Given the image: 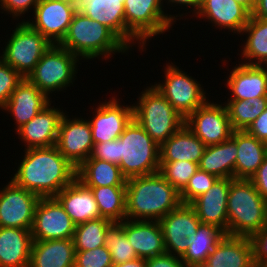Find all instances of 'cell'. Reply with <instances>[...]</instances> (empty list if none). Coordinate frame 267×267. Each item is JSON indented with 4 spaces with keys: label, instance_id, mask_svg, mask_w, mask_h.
Segmentation results:
<instances>
[{
    "label": "cell",
    "instance_id": "obj_1",
    "mask_svg": "<svg viewBox=\"0 0 267 267\" xmlns=\"http://www.w3.org/2000/svg\"><path fill=\"white\" fill-rule=\"evenodd\" d=\"M22 151L9 178L40 198L55 197L77 178V168L59 152L56 145Z\"/></svg>",
    "mask_w": 267,
    "mask_h": 267
},
{
    "label": "cell",
    "instance_id": "obj_2",
    "mask_svg": "<svg viewBox=\"0 0 267 267\" xmlns=\"http://www.w3.org/2000/svg\"><path fill=\"white\" fill-rule=\"evenodd\" d=\"M126 219L159 221L182 204L180 192L159 172L126 179Z\"/></svg>",
    "mask_w": 267,
    "mask_h": 267
},
{
    "label": "cell",
    "instance_id": "obj_3",
    "mask_svg": "<svg viewBox=\"0 0 267 267\" xmlns=\"http://www.w3.org/2000/svg\"><path fill=\"white\" fill-rule=\"evenodd\" d=\"M59 45L82 62L93 60L96 64L97 60L111 62L116 54L117 56L120 53L124 56L132 54L131 50L109 28L82 13L74 14L68 32Z\"/></svg>",
    "mask_w": 267,
    "mask_h": 267
},
{
    "label": "cell",
    "instance_id": "obj_4",
    "mask_svg": "<svg viewBox=\"0 0 267 267\" xmlns=\"http://www.w3.org/2000/svg\"><path fill=\"white\" fill-rule=\"evenodd\" d=\"M124 15L125 45L133 52L138 48L140 55L146 53L154 39L175 30L161 0H125Z\"/></svg>",
    "mask_w": 267,
    "mask_h": 267
},
{
    "label": "cell",
    "instance_id": "obj_5",
    "mask_svg": "<svg viewBox=\"0 0 267 267\" xmlns=\"http://www.w3.org/2000/svg\"><path fill=\"white\" fill-rule=\"evenodd\" d=\"M267 225V202L250 179H233L227 201V235L251 237Z\"/></svg>",
    "mask_w": 267,
    "mask_h": 267
},
{
    "label": "cell",
    "instance_id": "obj_6",
    "mask_svg": "<svg viewBox=\"0 0 267 267\" xmlns=\"http://www.w3.org/2000/svg\"><path fill=\"white\" fill-rule=\"evenodd\" d=\"M149 84L137 94V100L131 101L133 119L161 146L185 124V119Z\"/></svg>",
    "mask_w": 267,
    "mask_h": 267
},
{
    "label": "cell",
    "instance_id": "obj_7",
    "mask_svg": "<svg viewBox=\"0 0 267 267\" xmlns=\"http://www.w3.org/2000/svg\"><path fill=\"white\" fill-rule=\"evenodd\" d=\"M81 62L67 49L52 44L27 79L52 100L55 99L53 96L64 94L74 87Z\"/></svg>",
    "mask_w": 267,
    "mask_h": 267
},
{
    "label": "cell",
    "instance_id": "obj_8",
    "mask_svg": "<svg viewBox=\"0 0 267 267\" xmlns=\"http://www.w3.org/2000/svg\"><path fill=\"white\" fill-rule=\"evenodd\" d=\"M119 167L126 179L160 169V146L134 119L119 137Z\"/></svg>",
    "mask_w": 267,
    "mask_h": 267
},
{
    "label": "cell",
    "instance_id": "obj_9",
    "mask_svg": "<svg viewBox=\"0 0 267 267\" xmlns=\"http://www.w3.org/2000/svg\"><path fill=\"white\" fill-rule=\"evenodd\" d=\"M173 62L166 60V65H163L164 70L161 68L164 75H161L162 77L157 82L154 84L151 82V84L186 119L210 97L215 98V96H211V93L208 94V91L204 89L206 86H203L202 82Z\"/></svg>",
    "mask_w": 267,
    "mask_h": 267
},
{
    "label": "cell",
    "instance_id": "obj_10",
    "mask_svg": "<svg viewBox=\"0 0 267 267\" xmlns=\"http://www.w3.org/2000/svg\"><path fill=\"white\" fill-rule=\"evenodd\" d=\"M8 29L10 34L0 44V58L27 78L52 44L26 22H15L14 27L9 26Z\"/></svg>",
    "mask_w": 267,
    "mask_h": 267
},
{
    "label": "cell",
    "instance_id": "obj_11",
    "mask_svg": "<svg viewBox=\"0 0 267 267\" xmlns=\"http://www.w3.org/2000/svg\"><path fill=\"white\" fill-rule=\"evenodd\" d=\"M116 95L114 91L109 99L99 101V105L88 106L90 115H87L91 125V133L94 144L109 142L118 139L126 126L133 119V105L125 103L121 98L122 92ZM120 96V97H119ZM122 99V101L120 100ZM123 102V103H122ZM126 104V105H125ZM95 105V106H94ZM95 107V108H94ZM91 111V112H90Z\"/></svg>",
    "mask_w": 267,
    "mask_h": 267
},
{
    "label": "cell",
    "instance_id": "obj_12",
    "mask_svg": "<svg viewBox=\"0 0 267 267\" xmlns=\"http://www.w3.org/2000/svg\"><path fill=\"white\" fill-rule=\"evenodd\" d=\"M216 100L210 97L185 119V125L206 146L228 140L233 132L224 103L221 99Z\"/></svg>",
    "mask_w": 267,
    "mask_h": 267
},
{
    "label": "cell",
    "instance_id": "obj_13",
    "mask_svg": "<svg viewBox=\"0 0 267 267\" xmlns=\"http://www.w3.org/2000/svg\"><path fill=\"white\" fill-rule=\"evenodd\" d=\"M62 116L56 146L59 152L76 168L87 160L93 149L91 125L84 115H70L72 111ZM72 117V118H71Z\"/></svg>",
    "mask_w": 267,
    "mask_h": 267
},
{
    "label": "cell",
    "instance_id": "obj_14",
    "mask_svg": "<svg viewBox=\"0 0 267 267\" xmlns=\"http://www.w3.org/2000/svg\"><path fill=\"white\" fill-rule=\"evenodd\" d=\"M1 186L0 227L31 230L40 197L16 185L10 178Z\"/></svg>",
    "mask_w": 267,
    "mask_h": 267
},
{
    "label": "cell",
    "instance_id": "obj_15",
    "mask_svg": "<svg viewBox=\"0 0 267 267\" xmlns=\"http://www.w3.org/2000/svg\"><path fill=\"white\" fill-rule=\"evenodd\" d=\"M75 13V8L66 0H40L25 22L51 44L59 45L65 38Z\"/></svg>",
    "mask_w": 267,
    "mask_h": 267
},
{
    "label": "cell",
    "instance_id": "obj_16",
    "mask_svg": "<svg viewBox=\"0 0 267 267\" xmlns=\"http://www.w3.org/2000/svg\"><path fill=\"white\" fill-rule=\"evenodd\" d=\"M75 227L55 197L39 199L30 230L32 240L73 239Z\"/></svg>",
    "mask_w": 267,
    "mask_h": 267
},
{
    "label": "cell",
    "instance_id": "obj_17",
    "mask_svg": "<svg viewBox=\"0 0 267 267\" xmlns=\"http://www.w3.org/2000/svg\"><path fill=\"white\" fill-rule=\"evenodd\" d=\"M224 59V60H223ZM221 60V66L228 73L227 79L222 81L224 88H227V100H248L250 98H259L267 96V65H249L235 62L231 69L227 65L229 61L225 56ZM227 62V63H226ZM225 63V64H224ZM224 65V66H223Z\"/></svg>",
    "mask_w": 267,
    "mask_h": 267
},
{
    "label": "cell",
    "instance_id": "obj_18",
    "mask_svg": "<svg viewBox=\"0 0 267 267\" xmlns=\"http://www.w3.org/2000/svg\"><path fill=\"white\" fill-rule=\"evenodd\" d=\"M55 104L53 100L33 119L14 132L16 136L18 135L16 139H20L21 149L24 148L22 150L56 145L59 124L66 110L63 105Z\"/></svg>",
    "mask_w": 267,
    "mask_h": 267
},
{
    "label": "cell",
    "instance_id": "obj_19",
    "mask_svg": "<svg viewBox=\"0 0 267 267\" xmlns=\"http://www.w3.org/2000/svg\"><path fill=\"white\" fill-rule=\"evenodd\" d=\"M250 16L251 13L235 0H203L199 12L192 20L208 22L205 26L211 24L212 29H219L218 32L221 33L223 30L225 36L228 33V36L231 35L236 40V35L241 33Z\"/></svg>",
    "mask_w": 267,
    "mask_h": 267
},
{
    "label": "cell",
    "instance_id": "obj_20",
    "mask_svg": "<svg viewBox=\"0 0 267 267\" xmlns=\"http://www.w3.org/2000/svg\"><path fill=\"white\" fill-rule=\"evenodd\" d=\"M200 220L190 204H181L159 220L166 253L182 257L187 248L188 237L195 234Z\"/></svg>",
    "mask_w": 267,
    "mask_h": 267
},
{
    "label": "cell",
    "instance_id": "obj_21",
    "mask_svg": "<svg viewBox=\"0 0 267 267\" xmlns=\"http://www.w3.org/2000/svg\"><path fill=\"white\" fill-rule=\"evenodd\" d=\"M51 100L27 78H24L10 95L8 101L0 108L4 114H10L14 131L33 119L48 106ZM12 117V118H11Z\"/></svg>",
    "mask_w": 267,
    "mask_h": 267
},
{
    "label": "cell",
    "instance_id": "obj_22",
    "mask_svg": "<svg viewBox=\"0 0 267 267\" xmlns=\"http://www.w3.org/2000/svg\"><path fill=\"white\" fill-rule=\"evenodd\" d=\"M232 178H218L190 205L201 223L214 225L227 235V201Z\"/></svg>",
    "mask_w": 267,
    "mask_h": 267
},
{
    "label": "cell",
    "instance_id": "obj_23",
    "mask_svg": "<svg viewBox=\"0 0 267 267\" xmlns=\"http://www.w3.org/2000/svg\"><path fill=\"white\" fill-rule=\"evenodd\" d=\"M92 20L109 28L125 44V15L123 0H66Z\"/></svg>",
    "mask_w": 267,
    "mask_h": 267
},
{
    "label": "cell",
    "instance_id": "obj_24",
    "mask_svg": "<svg viewBox=\"0 0 267 267\" xmlns=\"http://www.w3.org/2000/svg\"><path fill=\"white\" fill-rule=\"evenodd\" d=\"M124 232L138 258H151L166 253L159 221L124 220Z\"/></svg>",
    "mask_w": 267,
    "mask_h": 267
},
{
    "label": "cell",
    "instance_id": "obj_25",
    "mask_svg": "<svg viewBox=\"0 0 267 267\" xmlns=\"http://www.w3.org/2000/svg\"><path fill=\"white\" fill-rule=\"evenodd\" d=\"M55 198L63 206L75 225L100 218V211L90 188L77 178Z\"/></svg>",
    "mask_w": 267,
    "mask_h": 267
},
{
    "label": "cell",
    "instance_id": "obj_26",
    "mask_svg": "<svg viewBox=\"0 0 267 267\" xmlns=\"http://www.w3.org/2000/svg\"><path fill=\"white\" fill-rule=\"evenodd\" d=\"M207 267H256L250 237L225 235L207 257Z\"/></svg>",
    "mask_w": 267,
    "mask_h": 267
},
{
    "label": "cell",
    "instance_id": "obj_27",
    "mask_svg": "<svg viewBox=\"0 0 267 267\" xmlns=\"http://www.w3.org/2000/svg\"><path fill=\"white\" fill-rule=\"evenodd\" d=\"M73 239L33 240L28 267H74Z\"/></svg>",
    "mask_w": 267,
    "mask_h": 267
},
{
    "label": "cell",
    "instance_id": "obj_28",
    "mask_svg": "<svg viewBox=\"0 0 267 267\" xmlns=\"http://www.w3.org/2000/svg\"><path fill=\"white\" fill-rule=\"evenodd\" d=\"M238 37L241 41V48L237 49L239 53H236L239 56L238 62L267 65V20L250 16Z\"/></svg>",
    "mask_w": 267,
    "mask_h": 267
},
{
    "label": "cell",
    "instance_id": "obj_29",
    "mask_svg": "<svg viewBox=\"0 0 267 267\" xmlns=\"http://www.w3.org/2000/svg\"><path fill=\"white\" fill-rule=\"evenodd\" d=\"M32 242L28 229L0 227V267H28Z\"/></svg>",
    "mask_w": 267,
    "mask_h": 267
},
{
    "label": "cell",
    "instance_id": "obj_30",
    "mask_svg": "<svg viewBox=\"0 0 267 267\" xmlns=\"http://www.w3.org/2000/svg\"><path fill=\"white\" fill-rule=\"evenodd\" d=\"M206 145L184 124L160 146V162L189 161L199 164Z\"/></svg>",
    "mask_w": 267,
    "mask_h": 267
},
{
    "label": "cell",
    "instance_id": "obj_31",
    "mask_svg": "<svg viewBox=\"0 0 267 267\" xmlns=\"http://www.w3.org/2000/svg\"><path fill=\"white\" fill-rule=\"evenodd\" d=\"M237 153L236 131H233L228 140L220 144L206 146L199 163V169L218 178L235 179Z\"/></svg>",
    "mask_w": 267,
    "mask_h": 267
},
{
    "label": "cell",
    "instance_id": "obj_32",
    "mask_svg": "<svg viewBox=\"0 0 267 267\" xmlns=\"http://www.w3.org/2000/svg\"><path fill=\"white\" fill-rule=\"evenodd\" d=\"M236 146L235 179H251L267 155V144L247 131H236Z\"/></svg>",
    "mask_w": 267,
    "mask_h": 267
},
{
    "label": "cell",
    "instance_id": "obj_33",
    "mask_svg": "<svg viewBox=\"0 0 267 267\" xmlns=\"http://www.w3.org/2000/svg\"><path fill=\"white\" fill-rule=\"evenodd\" d=\"M77 179L86 187L126 186L120 167L100 159H87L77 168Z\"/></svg>",
    "mask_w": 267,
    "mask_h": 267
},
{
    "label": "cell",
    "instance_id": "obj_34",
    "mask_svg": "<svg viewBox=\"0 0 267 267\" xmlns=\"http://www.w3.org/2000/svg\"><path fill=\"white\" fill-rule=\"evenodd\" d=\"M225 235L214 225L200 223L196 233L188 237V248L181 257L185 266L205 264L209 254Z\"/></svg>",
    "mask_w": 267,
    "mask_h": 267
},
{
    "label": "cell",
    "instance_id": "obj_35",
    "mask_svg": "<svg viewBox=\"0 0 267 267\" xmlns=\"http://www.w3.org/2000/svg\"><path fill=\"white\" fill-rule=\"evenodd\" d=\"M230 125L233 131H246L267 108V96L248 100H226Z\"/></svg>",
    "mask_w": 267,
    "mask_h": 267
},
{
    "label": "cell",
    "instance_id": "obj_36",
    "mask_svg": "<svg viewBox=\"0 0 267 267\" xmlns=\"http://www.w3.org/2000/svg\"><path fill=\"white\" fill-rule=\"evenodd\" d=\"M97 202L100 216L112 222L126 219V186L88 187Z\"/></svg>",
    "mask_w": 267,
    "mask_h": 267
},
{
    "label": "cell",
    "instance_id": "obj_37",
    "mask_svg": "<svg viewBox=\"0 0 267 267\" xmlns=\"http://www.w3.org/2000/svg\"><path fill=\"white\" fill-rule=\"evenodd\" d=\"M113 223L107 218L100 217L76 225L73 236L75 251H87L104 246L106 231Z\"/></svg>",
    "mask_w": 267,
    "mask_h": 267
},
{
    "label": "cell",
    "instance_id": "obj_38",
    "mask_svg": "<svg viewBox=\"0 0 267 267\" xmlns=\"http://www.w3.org/2000/svg\"><path fill=\"white\" fill-rule=\"evenodd\" d=\"M104 246L109 249L113 265L132 261L137 257L124 232V220L114 222L106 231Z\"/></svg>",
    "mask_w": 267,
    "mask_h": 267
},
{
    "label": "cell",
    "instance_id": "obj_39",
    "mask_svg": "<svg viewBox=\"0 0 267 267\" xmlns=\"http://www.w3.org/2000/svg\"><path fill=\"white\" fill-rule=\"evenodd\" d=\"M198 169L199 164L189 161L160 162L159 173L181 193Z\"/></svg>",
    "mask_w": 267,
    "mask_h": 267
},
{
    "label": "cell",
    "instance_id": "obj_40",
    "mask_svg": "<svg viewBox=\"0 0 267 267\" xmlns=\"http://www.w3.org/2000/svg\"><path fill=\"white\" fill-rule=\"evenodd\" d=\"M161 2H162V6H163L164 11L166 12L168 18L174 24L178 25L177 23L179 21H180L179 22V24H180L181 20L182 21L184 20V22H182V24H180V25H183V27L181 28L183 30V29L187 28V26L190 24L188 21H190L191 19H193L197 15V13L199 12V10L202 6L203 0H161ZM179 9H181V10H179ZM174 12L176 14H174ZM187 16H188V18H187ZM185 22L188 25H186Z\"/></svg>",
    "mask_w": 267,
    "mask_h": 267
},
{
    "label": "cell",
    "instance_id": "obj_41",
    "mask_svg": "<svg viewBox=\"0 0 267 267\" xmlns=\"http://www.w3.org/2000/svg\"><path fill=\"white\" fill-rule=\"evenodd\" d=\"M217 179V176L198 169L180 193L182 204H191L196 198L209 190Z\"/></svg>",
    "mask_w": 267,
    "mask_h": 267
},
{
    "label": "cell",
    "instance_id": "obj_42",
    "mask_svg": "<svg viewBox=\"0 0 267 267\" xmlns=\"http://www.w3.org/2000/svg\"><path fill=\"white\" fill-rule=\"evenodd\" d=\"M74 267H113L109 249L101 246L87 251H76Z\"/></svg>",
    "mask_w": 267,
    "mask_h": 267
},
{
    "label": "cell",
    "instance_id": "obj_43",
    "mask_svg": "<svg viewBox=\"0 0 267 267\" xmlns=\"http://www.w3.org/2000/svg\"><path fill=\"white\" fill-rule=\"evenodd\" d=\"M40 0H0V13L8 16L11 22H25ZM26 14V15H25ZM23 18V19H22ZM20 20V21H19Z\"/></svg>",
    "mask_w": 267,
    "mask_h": 267
},
{
    "label": "cell",
    "instance_id": "obj_44",
    "mask_svg": "<svg viewBox=\"0 0 267 267\" xmlns=\"http://www.w3.org/2000/svg\"><path fill=\"white\" fill-rule=\"evenodd\" d=\"M24 78L0 58V108Z\"/></svg>",
    "mask_w": 267,
    "mask_h": 267
},
{
    "label": "cell",
    "instance_id": "obj_45",
    "mask_svg": "<svg viewBox=\"0 0 267 267\" xmlns=\"http://www.w3.org/2000/svg\"><path fill=\"white\" fill-rule=\"evenodd\" d=\"M88 159H100L119 166V138L94 144Z\"/></svg>",
    "mask_w": 267,
    "mask_h": 267
},
{
    "label": "cell",
    "instance_id": "obj_46",
    "mask_svg": "<svg viewBox=\"0 0 267 267\" xmlns=\"http://www.w3.org/2000/svg\"><path fill=\"white\" fill-rule=\"evenodd\" d=\"M256 266H267V225L250 237Z\"/></svg>",
    "mask_w": 267,
    "mask_h": 267
},
{
    "label": "cell",
    "instance_id": "obj_47",
    "mask_svg": "<svg viewBox=\"0 0 267 267\" xmlns=\"http://www.w3.org/2000/svg\"><path fill=\"white\" fill-rule=\"evenodd\" d=\"M146 267H185L181 257L165 253L146 259Z\"/></svg>",
    "mask_w": 267,
    "mask_h": 267
},
{
    "label": "cell",
    "instance_id": "obj_48",
    "mask_svg": "<svg viewBox=\"0 0 267 267\" xmlns=\"http://www.w3.org/2000/svg\"><path fill=\"white\" fill-rule=\"evenodd\" d=\"M250 180L253 182L258 193L267 202V155Z\"/></svg>",
    "mask_w": 267,
    "mask_h": 267
},
{
    "label": "cell",
    "instance_id": "obj_49",
    "mask_svg": "<svg viewBox=\"0 0 267 267\" xmlns=\"http://www.w3.org/2000/svg\"><path fill=\"white\" fill-rule=\"evenodd\" d=\"M259 141L267 144V108L246 130Z\"/></svg>",
    "mask_w": 267,
    "mask_h": 267
},
{
    "label": "cell",
    "instance_id": "obj_50",
    "mask_svg": "<svg viewBox=\"0 0 267 267\" xmlns=\"http://www.w3.org/2000/svg\"><path fill=\"white\" fill-rule=\"evenodd\" d=\"M251 16L267 20V0H257Z\"/></svg>",
    "mask_w": 267,
    "mask_h": 267
},
{
    "label": "cell",
    "instance_id": "obj_51",
    "mask_svg": "<svg viewBox=\"0 0 267 267\" xmlns=\"http://www.w3.org/2000/svg\"><path fill=\"white\" fill-rule=\"evenodd\" d=\"M113 267H146V259L136 258L132 261H127L125 263L113 265Z\"/></svg>",
    "mask_w": 267,
    "mask_h": 267
},
{
    "label": "cell",
    "instance_id": "obj_52",
    "mask_svg": "<svg viewBox=\"0 0 267 267\" xmlns=\"http://www.w3.org/2000/svg\"><path fill=\"white\" fill-rule=\"evenodd\" d=\"M237 3L245 7L250 13L253 11L257 0H235Z\"/></svg>",
    "mask_w": 267,
    "mask_h": 267
},
{
    "label": "cell",
    "instance_id": "obj_53",
    "mask_svg": "<svg viewBox=\"0 0 267 267\" xmlns=\"http://www.w3.org/2000/svg\"><path fill=\"white\" fill-rule=\"evenodd\" d=\"M185 267H207L205 264L186 265Z\"/></svg>",
    "mask_w": 267,
    "mask_h": 267
}]
</instances>
